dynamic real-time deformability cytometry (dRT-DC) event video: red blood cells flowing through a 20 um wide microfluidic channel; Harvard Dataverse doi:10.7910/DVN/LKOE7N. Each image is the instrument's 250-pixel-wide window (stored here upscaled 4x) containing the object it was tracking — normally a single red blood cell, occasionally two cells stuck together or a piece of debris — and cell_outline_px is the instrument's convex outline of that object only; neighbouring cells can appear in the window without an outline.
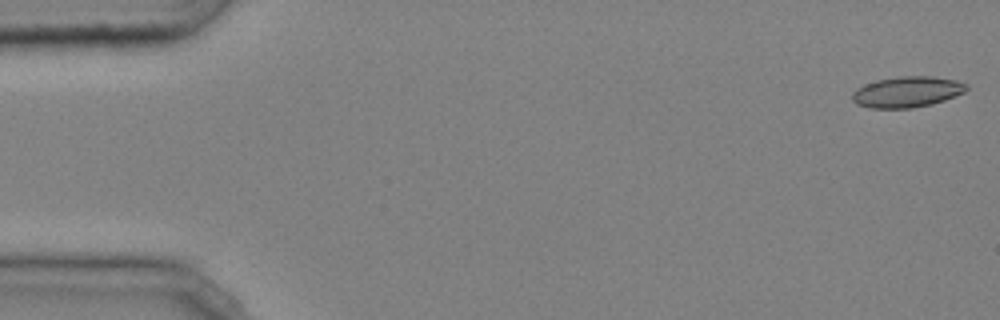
{"species": "common noctule bat (a hibernating species)", "species_latin": "Nyctalus noctula", "temperature_condition": "cold", "stored_images_in_passage": 44, "camera_frame_rate_fps": 3000, "um_per_image_px": 0.085, "animal": {"sex": "male", "body_mass_g": 20.4}, "frame": {"image": 1, "passage_image": 1, "time_ms": 0.0, "image_size_px": [1000, 320], "cell_outline_px": [[968, 88], [964, 92], [944, 100], [932, 104], [912, 108], [868, 108], [856, 104], [852, 100], [852, 92], [856, 88], [876, 80], [896, 76], [932, 76], [956, 80], [968, 84]], "centroid_in_image_um": [77.08, 7.81], "position_along_channel_um": 7.9, "area_um2": 20.69}}
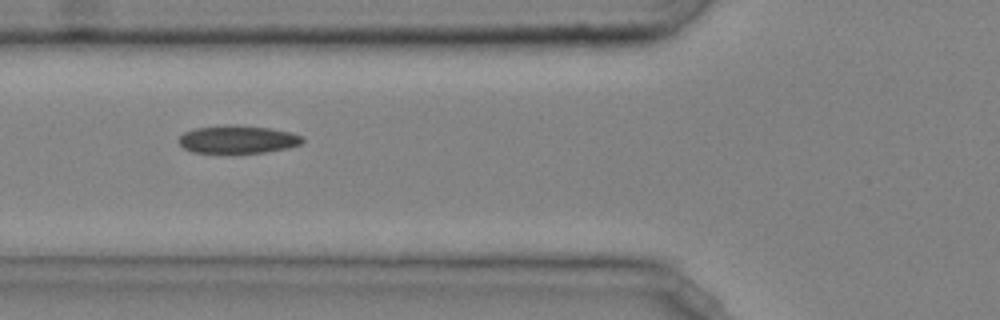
{"frame": {"image": 2, "passage_image": 18, "time_ms": 5.667, "image_size_px": [1000, 320], "cell_outline_px": [[304, 140], [300, 144], [288, 148], [264, 152], [232, 156], [224, 156], [192, 152], [184, 148], [176, 140], [184, 132], [196, 128], [224, 124], [268, 128], [292, 132], [304, 136]], "centroid_in_image_um": [20.16, 11.9], "position_along_channel_um": 105.6, "area_um2": 21.15}}
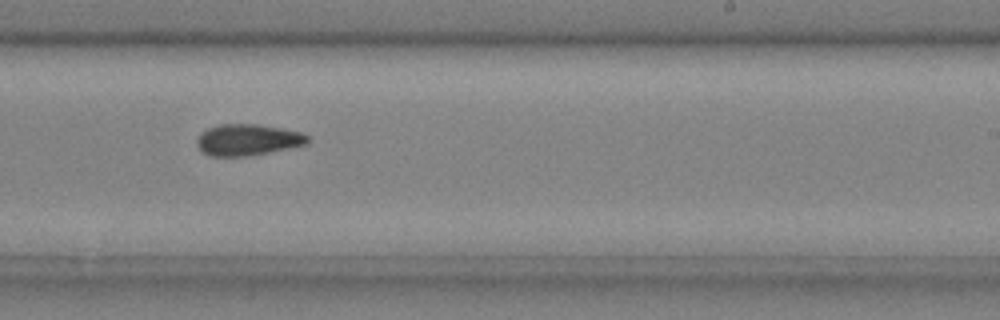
{"frame": {"image": 3, "passage_image": 30, "time_ms": 9.667, "image_size_px": [1000, 320], "cell_outline_px": [[308, 144], [248, 156], [208, 156], [196, 144], [196, 140], [208, 128], [220, 124], [260, 124], [300, 132], [308, 136]], "centroid_in_image_um": [21.06, 11.88], "position_along_channel_um": 267.9, "area_um2": 20.0}, "authors_computed_cell_mechanics": {"area_um2": 20.2589, "velocity_mm_per_s": 4.0566, "shape_relaxation_time_tau1_ms": 2.1676, "shape_relaxation_time_tau2_ms": 3.0372, "deformation_change_tau1": 0.1067, "deformation_change_tau2": 0.101}}